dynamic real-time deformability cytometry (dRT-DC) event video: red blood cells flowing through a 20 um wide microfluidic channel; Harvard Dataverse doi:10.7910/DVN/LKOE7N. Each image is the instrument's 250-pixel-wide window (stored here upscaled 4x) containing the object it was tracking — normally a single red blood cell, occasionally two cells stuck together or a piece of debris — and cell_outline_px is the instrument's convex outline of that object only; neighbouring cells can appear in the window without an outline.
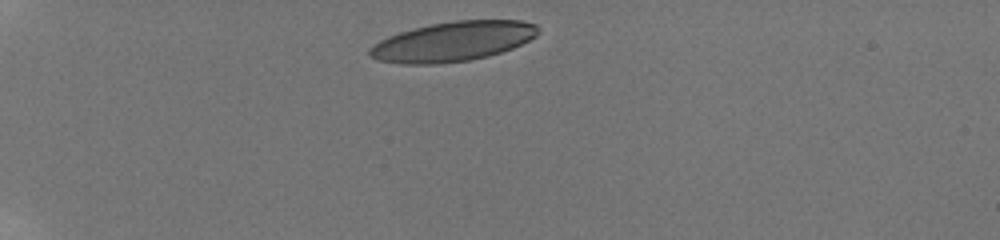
{"species": "human", "species_latin": "Homo sapiens", "temperature_condition": "room temperature", "stored_images_in_passage": 5, "camera_frame_rate_fps": 3000, "um_per_image_px": 0.085, "donor": {"sex": "male"}, "frame": {"image": 1, "passage_image": 1, "time_ms": 0.0, "image_size_px": [1000, 240], "cell_outline_px": [[540, 32], [536, 36], [512, 48], [488, 56], [468, 60], [436, 64], [400, 64], [376, 60], [368, 56], [368, 52], [380, 40], [388, 36], [412, 28], [432, 24], [456, 20], [520, 20], [536, 24]], "centroid_in_image_um": [38.49, 3.52], "position_along_channel_um": 46.5, "area_um2": 38.84}}